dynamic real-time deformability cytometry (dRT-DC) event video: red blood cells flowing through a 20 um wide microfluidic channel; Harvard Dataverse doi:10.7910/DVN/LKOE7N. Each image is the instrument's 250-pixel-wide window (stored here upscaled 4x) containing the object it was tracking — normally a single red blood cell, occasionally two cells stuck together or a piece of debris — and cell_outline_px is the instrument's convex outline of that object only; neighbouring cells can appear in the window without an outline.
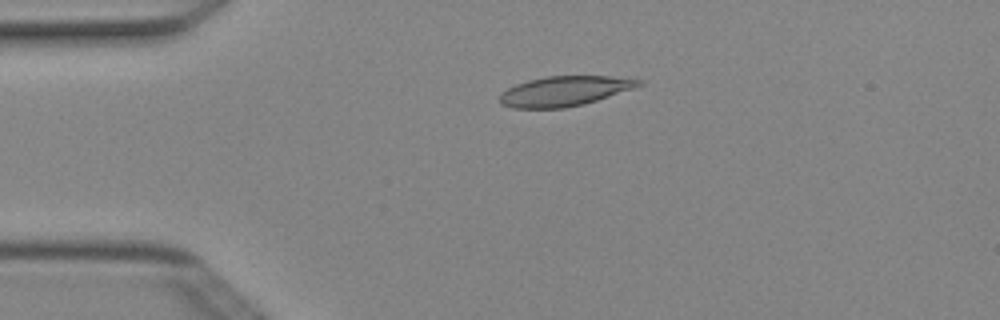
{"species": "Egyptian fruit bat (a non-hibernating species)", "species_latin": "Rousettus aegyptiacus", "temperature_condition": "cold", "stored_images_in_passage": 5, "camera_frame_rate_fps": 3000, "um_per_image_px": 0.085, "animal": {"sex": "female"}, "frame": {"image": 1, "passage_image": 3, "time_ms": 0.667, "image_size_px": [1000, 320], "cell_outline_px": [[644, 84], [584, 104], [564, 108], [512, 108], [500, 104], [500, 92], [516, 84], [528, 80], [548, 76], [612, 76], [644, 80]], "centroid_in_image_um": [47.95, 7.74], "position_along_channel_um": 37.0, "area_um2": 24.1}}